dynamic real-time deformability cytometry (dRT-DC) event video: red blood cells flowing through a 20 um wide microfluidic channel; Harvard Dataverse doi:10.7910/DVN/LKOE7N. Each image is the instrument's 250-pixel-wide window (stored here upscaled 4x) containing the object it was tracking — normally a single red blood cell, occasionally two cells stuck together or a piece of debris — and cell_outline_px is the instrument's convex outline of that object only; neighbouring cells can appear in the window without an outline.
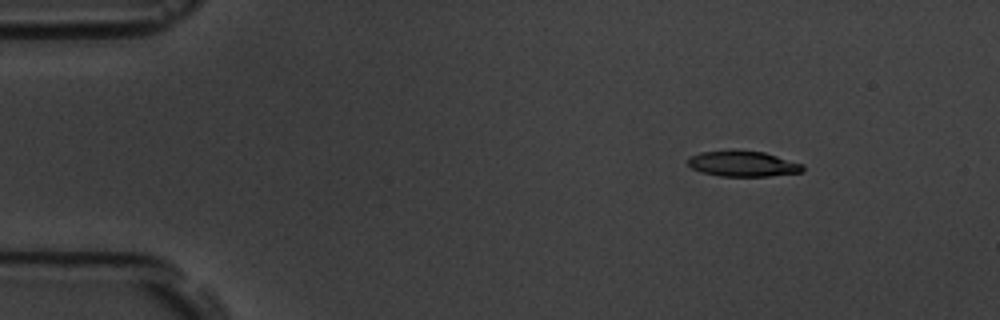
{"species": "common noctule bat (a hibernating species)", "species_latin": "Nyctalus noctula", "temperature_condition": "room temperature", "stored_images_in_passage": 8, "camera_frame_rate_fps": 3000, "um_per_image_px": 0.085, "animal": {"sex": "male", "body_mass_g": 19.5, "forearm_length_mm": 54.6}, "frame": {"image": 1, "passage_image": 3, "time_ms": 2.333, "image_size_px": [1000, 320], "cell_outline_px": [[804, 172], [768, 176], [720, 176], [700, 172], [692, 168], [688, 164], [688, 160], [692, 156], [700, 152], [732, 148], [764, 152], [804, 164]], "centroid_in_image_um": [63.15, 13.89], "position_along_channel_um": 21.8, "area_um2": 17.57}}
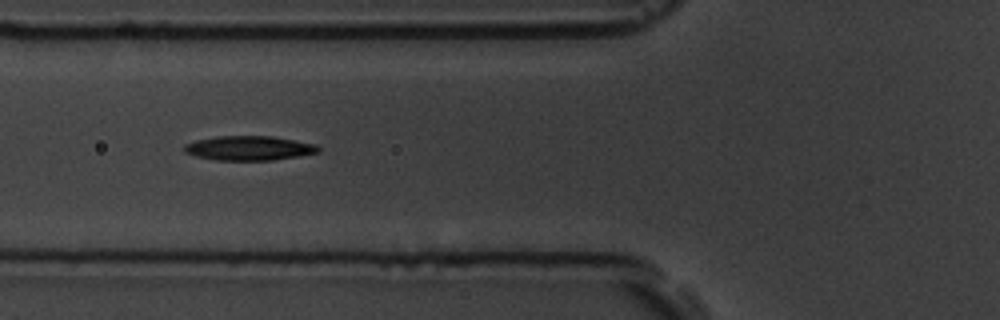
{"frame": {"image": 2, "passage_image": 7, "time_ms": 7.0, "image_size_px": [1000, 320], "cell_outline_px": [[320, 152], [272, 160], [216, 160], [196, 156], [184, 152], [184, 144], [196, 140], [216, 136], [272, 136], [316, 144], [320, 148]], "centroid_in_image_um": [21.15, 12.58], "position_along_channel_um": 104.6, "area_um2": 19.02}}
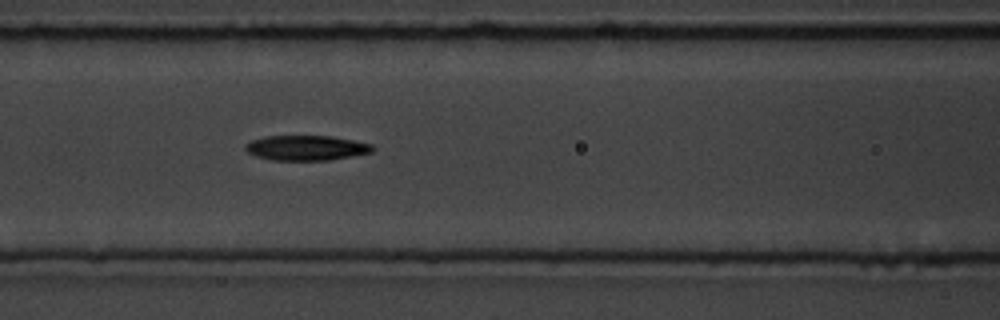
{"frame": {"image": 3, "passage_image": 8, "time_ms": 8.0, "image_size_px": [1000, 320], "cell_outline_px": [[376, 148], [372, 152], [352, 156], [328, 160], [272, 160], [256, 156], [248, 152], [244, 148], [244, 144], [252, 140], [264, 136], [332, 136], [372, 144]], "centroid_in_image_um": [26.03, 12.57], "position_along_channel_um": 140.6, "area_um2": 18.55}}